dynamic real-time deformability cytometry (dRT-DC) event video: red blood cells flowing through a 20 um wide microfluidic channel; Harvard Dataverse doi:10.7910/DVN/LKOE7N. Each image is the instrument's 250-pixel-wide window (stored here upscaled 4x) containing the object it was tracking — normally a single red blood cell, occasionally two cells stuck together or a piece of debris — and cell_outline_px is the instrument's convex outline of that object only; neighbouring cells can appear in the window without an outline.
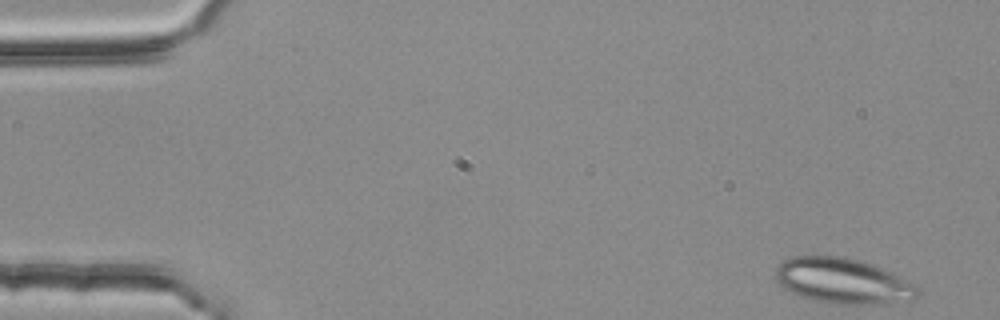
{"species": "common noctule bat (a hibernating species)", "species_latin": "Nyctalus noctula", "temperature_condition": "room temperature", "stored_images_in_passage": 45, "segment_of_instrument_passage": [1, 3], "camera_frame_rate_fps": 3000, "um_per_image_px": 0.085, "animal": {"sex": "female", "body_mass_g": 25.1}, "frame": {"image": 1, "passage_image": 1, "time_ms": 0.0, "image_size_px": [1000, 320], "cell_outline_px": [[920, 296], [912, 300], [888, 304], [832, 304], [812, 300], [800, 296], [784, 288], [776, 280], [776, 268], [784, 260], [792, 256], [844, 256], [860, 260], [884, 268], [912, 280], [920, 288]], "centroid_in_image_um": [71.74, 23.89], "position_along_channel_um": 13.3, "area_um2": 38.44}}